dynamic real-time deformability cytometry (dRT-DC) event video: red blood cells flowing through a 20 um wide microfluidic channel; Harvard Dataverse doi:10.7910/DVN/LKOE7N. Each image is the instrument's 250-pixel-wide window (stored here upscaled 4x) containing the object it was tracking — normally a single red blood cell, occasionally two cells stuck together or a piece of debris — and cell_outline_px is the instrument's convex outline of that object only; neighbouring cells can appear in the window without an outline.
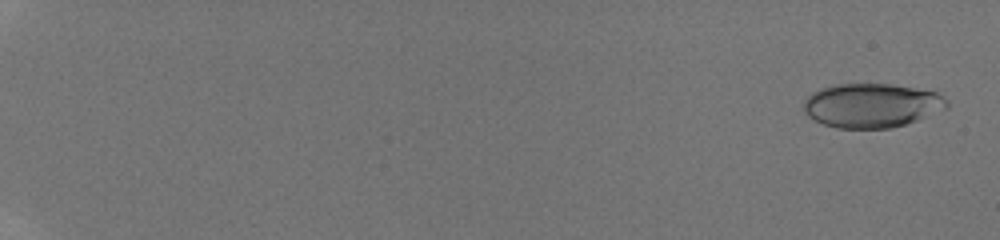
{"species": "human", "species_latin": "Homo sapiens", "temperature_condition": "room temperature", "stored_images_in_passage": 59, "camera_frame_rate_fps": 3000, "um_per_image_px": 0.085, "donor": {"sex": "male"}, "frame": {"image": 1, "passage_image": 3, "time_ms": 0.333, "image_size_px": [1000, 240], "cell_outline_px": [[948, 108], [916, 120], [904, 124], [888, 128], [836, 128], [824, 124], [808, 116], [804, 112], [804, 100], [812, 92], [820, 88], [836, 84], [892, 84], [936, 92], [944, 96], [948, 100]], "centroid_in_image_um": [74.09, 8.95], "position_along_channel_um": 10.9, "area_um2": 36.76}}
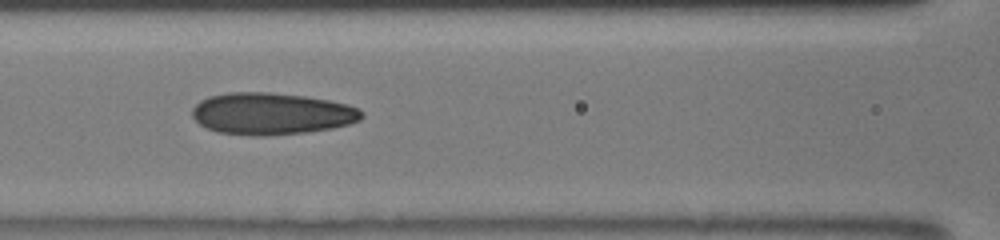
{"frame": {"image": 2, "passage_image": 34, "time_ms": 9.0, "image_size_px": [1000, 240], "cell_outline_px": [[364, 116], [360, 120], [348, 124], [332, 128], [308, 132], [264, 136], [252, 136], [216, 132], [200, 124], [192, 116], [192, 108], [200, 100], [208, 96], [228, 92], [268, 92], [304, 96], [328, 100], [348, 104], [360, 108], [364, 112]], "centroid_in_image_um": [23.09, 9.66], "position_along_channel_um": 143.5, "area_um2": 41.67}}
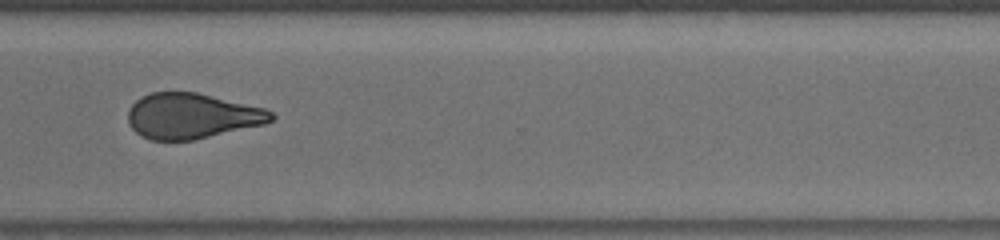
{"frame": {"image": 3, "passage_image": 58, "time_ms": 14.0, "image_size_px": [1000, 240], "cell_outline_px": [[276, 116], [272, 120], [264, 124], [192, 140], [152, 140], [136, 132], [132, 128], [128, 120], [128, 112], [132, 104], [136, 100], [152, 92], [196, 92], [264, 108], [272, 112]], "centroid_in_image_um": [16.31, 9.85], "position_along_channel_um": 354.3, "area_um2": 37.45}}